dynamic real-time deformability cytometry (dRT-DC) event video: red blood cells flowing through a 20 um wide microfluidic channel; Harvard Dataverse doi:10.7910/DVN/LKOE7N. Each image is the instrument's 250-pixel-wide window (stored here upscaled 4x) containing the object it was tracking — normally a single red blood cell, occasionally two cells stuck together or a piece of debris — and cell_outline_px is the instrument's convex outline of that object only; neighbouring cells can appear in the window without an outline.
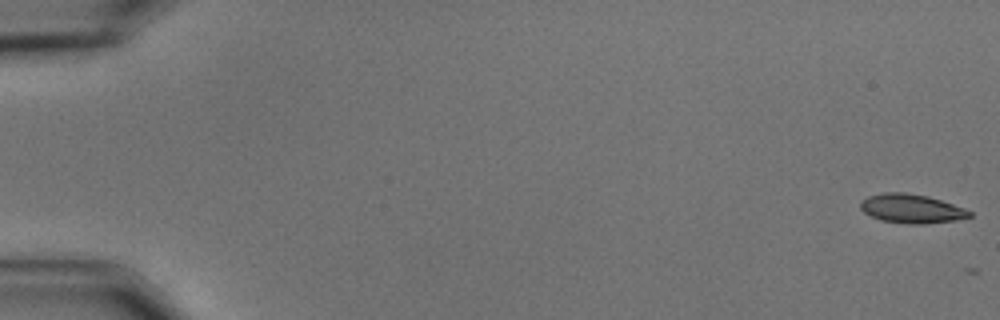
{"species": "common noctule bat (a hibernating species)", "species_latin": "Nyctalus noctula", "temperature_condition": "cold", "stored_images_in_passage": 6, "camera_frame_rate_fps": 3000, "um_per_image_px": 0.085, "animal": {"sex": "male", "body_mass_g": 15.6}, "frame": {"image": 1, "passage_image": 1, "time_ms": 0.0, "image_size_px": [1000, 320], "cell_outline_px": [[972, 216], [956, 220], [924, 224], [908, 224], [880, 220], [864, 212], [860, 208], [860, 200], [868, 196], [884, 192], [904, 192], [928, 196], [964, 208], [972, 212]], "centroid_in_image_um": [77.45, 17.73], "position_along_channel_um": 7.5, "area_um2": 18.44}}